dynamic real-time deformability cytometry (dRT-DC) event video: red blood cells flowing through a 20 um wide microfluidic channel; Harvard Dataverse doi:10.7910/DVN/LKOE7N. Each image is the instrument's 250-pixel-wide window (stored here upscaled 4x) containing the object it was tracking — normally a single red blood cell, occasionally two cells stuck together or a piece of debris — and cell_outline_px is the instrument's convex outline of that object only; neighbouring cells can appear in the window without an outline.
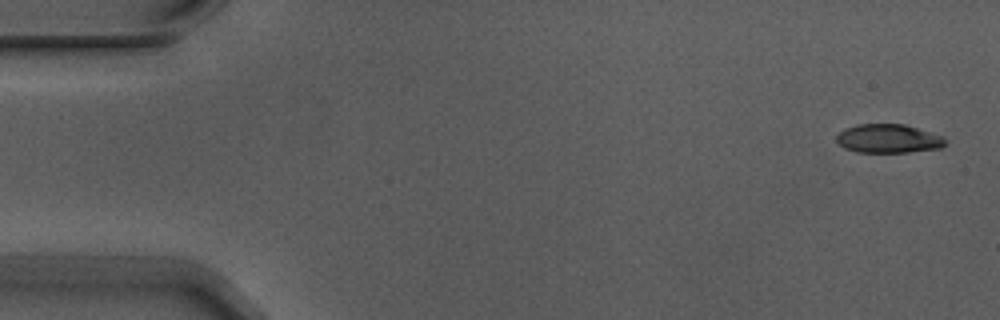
{"species": "Egyptian fruit bat (a non-hibernating species)", "species_latin": "Rousettus aegyptiacus", "temperature_condition": "warm", "stored_images_in_passage": 5, "camera_frame_rate_fps": 3000, "um_per_image_px": 0.085, "animal": {"sex": "male"}, "frame": {"image": 1, "passage_image": 1, "time_ms": 0.0, "image_size_px": [1000, 320], "cell_outline_px": [[944, 144], [940, 148], [908, 152], [856, 152], [844, 148], [836, 140], [836, 136], [844, 128], [856, 124], [904, 124], [944, 136]], "centroid_in_image_um": [75.48, 11.77], "position_along_channel_um": 9.5, "area_um2": 18.21}}
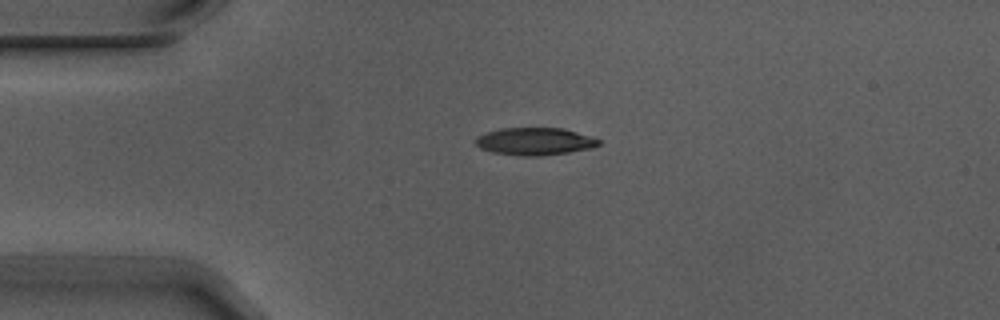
{"frame": {"image": 2, "passage_image": 4, "time_ms": 1.0, "image_size_px": [1000, 320], "cell_outline_px": [[600, 144], [592, 148], [568, 152], [540, 156], [524, 156], [492, 152], [480, 148], [476, 144], [476, 136], [488, 132], [504, 128], [564, 128], [600, 140]], "centroid_in_image_um": [45.45, 12.02], "position_along_channel_um": 39.6, "area_um2": 19.48}}